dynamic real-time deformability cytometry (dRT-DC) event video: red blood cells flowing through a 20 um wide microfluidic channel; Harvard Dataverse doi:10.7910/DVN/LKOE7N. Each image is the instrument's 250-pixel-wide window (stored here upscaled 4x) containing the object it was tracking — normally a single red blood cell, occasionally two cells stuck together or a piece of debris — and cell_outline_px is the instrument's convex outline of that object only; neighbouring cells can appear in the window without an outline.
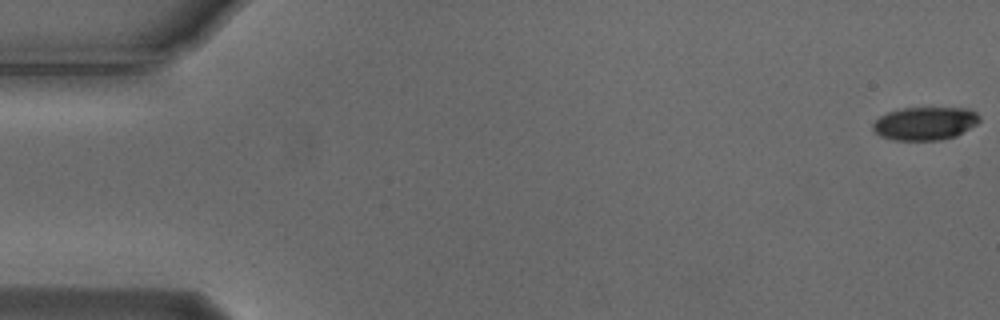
{"species": "Egyptian fruit bat (a non-hibernating species)", "species_latin": "Rousettus aegyptiacus", "temperature_condition": "cold", "stored_images_in_passage": 18, "camera_frame_rate_fps": 3000, "um_per_image_px": 0.085, "animal": {"sex": "male"}, "frame": {"image": 1, "passage_image": 1, "time_ms": 0.0, "image_size_px": [1000, 320], "cell_outline_px": [[980, 120], [976, 124], [956, 136], [940, 140], [896, 140], [880, 136], [872, 128], [872, 124], [880, 116], [888, 112], [904, 108], [964, 108], [976, 112], [980, 116]], "centroid_in_image_um": [78.63, 10.49], "position_along_channel_um": 6.4, "area_um2": 20.46}}